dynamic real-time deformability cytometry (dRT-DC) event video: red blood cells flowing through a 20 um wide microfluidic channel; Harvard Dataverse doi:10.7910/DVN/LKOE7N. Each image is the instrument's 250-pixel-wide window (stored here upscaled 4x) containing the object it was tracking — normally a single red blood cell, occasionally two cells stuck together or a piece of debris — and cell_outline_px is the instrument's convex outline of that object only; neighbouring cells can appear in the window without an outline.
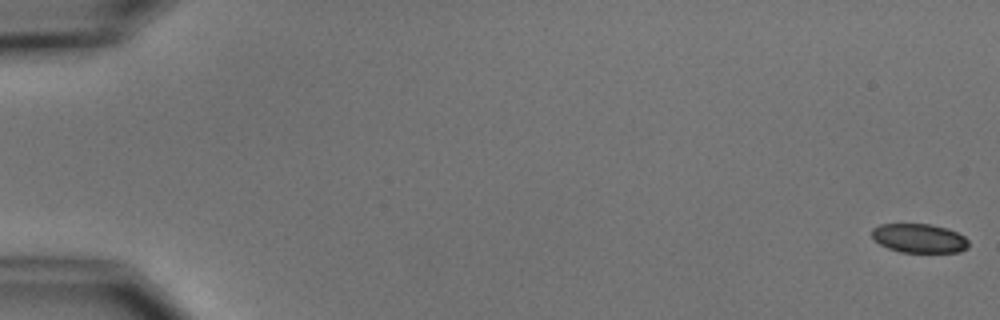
{"species": "common noctule bat (a hibernating species)", "species_latin": "Nyctalus noctula", "temperature_condition": "cold", "stored_images_in_passage": 8, "camera_frame_rate_fps": 3000, "um_per_image_px": 0.085, "animal": {"sex": "male", "body_mass_g": 15.6}, "frame": {"image": 1, "passage_image": 1, "time_ms": 0.0, "image_size_px": [1000, 320], "cell_outline_px": [[968, 248], [960, 252], [900, 252], [888, 248], [880, 244], [872, 236], [872, 228], [880, 224], [928, 224], [948, 228], [964, 236], [968, 240]], "centroid_in_image_um": [78.14, 20.25], "position_along_channel_um": 6.9, "area_um2": 16.36}}
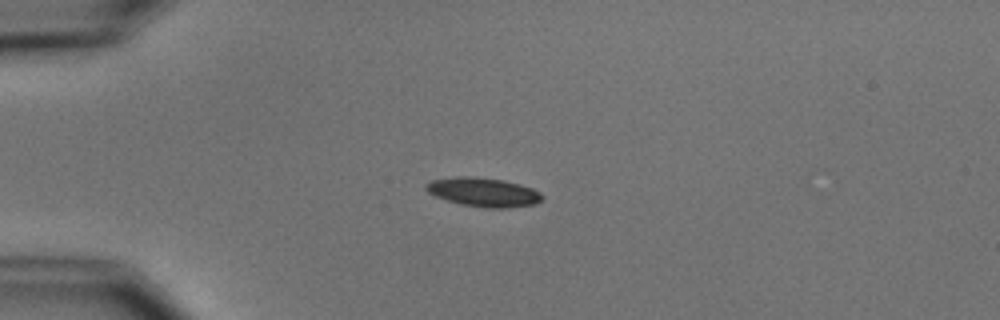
{"frame": {"image": 2, "passage_image": 5, "time_ms": 4.667, "image_size_px": [1000, 320], "cell_outline_px": [[544, 196], [536, 204], [504, 208], [484, 208], [460, 204], [436, 196], [428, 192], [424, 188], [424, 184], [432, 180], [456, 176], [476, 176], [504, 180], [520, 184], [532, 188], [540, 192]], "centroid_in_image_um": [41.08, 16.32], "position_along_channel_um": 43.9, "area_um2": 19.77}}
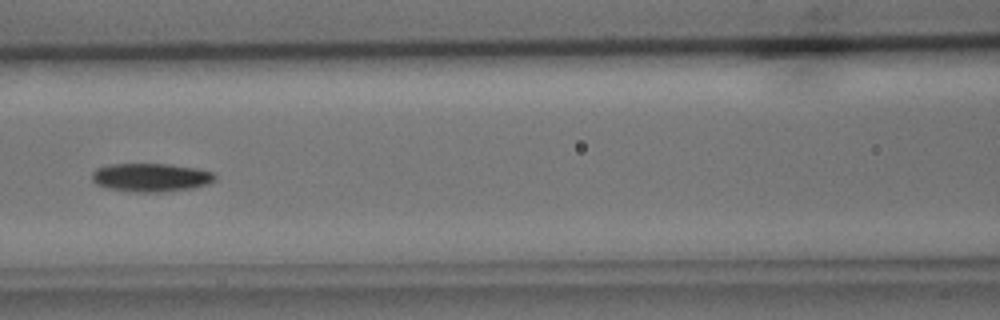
{"frame": {"image": 3, "passage_image": 8, "time_ms": 8.333, "image_size_px": [1000, 320], "cell_outline_px": [[216, 180], [208, 184], [192, 188], [164, 192], [136, 192], [104, 188], [96, 184], [92, 180], [92, 172], [96, 168], [108, 164], [168, 164], [196, 168], [212, 172], [216, 176]], "centroid_in_image_um": [12.8, 15.09], "position_along_channel_um": 153.8, "area_um2": 20.58}}